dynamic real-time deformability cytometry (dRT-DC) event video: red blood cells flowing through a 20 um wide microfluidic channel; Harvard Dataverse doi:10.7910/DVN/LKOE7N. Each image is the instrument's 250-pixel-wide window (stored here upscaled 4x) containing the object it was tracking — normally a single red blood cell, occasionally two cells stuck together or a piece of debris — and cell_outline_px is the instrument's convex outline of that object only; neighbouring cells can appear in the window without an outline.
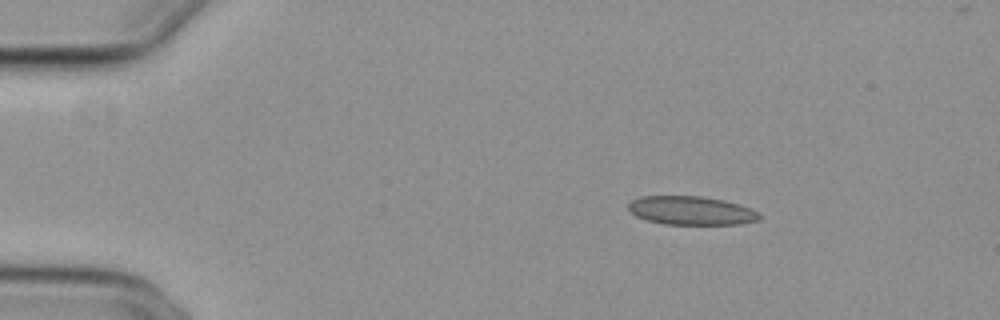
{"species": "common noctule bat (a hibernating species)", "species_latin": "Nyctalus noctula", "temperature_condition": "cold", "stored_images_in_passage": 46, "camera_frame_rate_fps": 3000, "um_per_image_px": 0.085, "animal": {"sex": "female", "body_mass_g": 29.2, "forearm_length_mm": 56.3}, "frame": {"image": 1, "passage_image": 1, "time_ms": 0.0, "image_size_px": [1000, 320], "cell_outline_px": [[760, 220], [740, 224], [664, 224], [648, 220], [636, 216], [628, 208], [628, 204], [632, 200], [640, 196], [700, 196], [724, 200], [740, 204], [756, 212], [760, 216]], "centroid_in_image_um": [58.74, 17.89], "position_along_channel_um": 26.3, "area_um2": 21.73}}
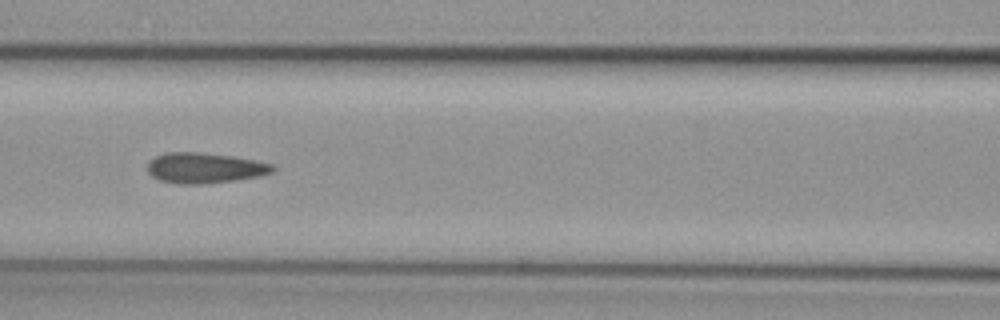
{"frame": {"image": 2, "passage_image": 17, "time_ms": 5.333, "image_size_px": [1000, 320], "cell_outline_px": [[276, 168], [272, 172], [260, 176], [236, 180], [204, 184], [180, 184], [160, 180], [152, 176], [148, 172], [148, 160], [164, 152], [200, 152], [232, 156], [256, 160], [272, 164]], "centroid_in_image_um": [17.4, 14.27], "position_along_channel_um": 149.2, "area_um2": 22.37}}
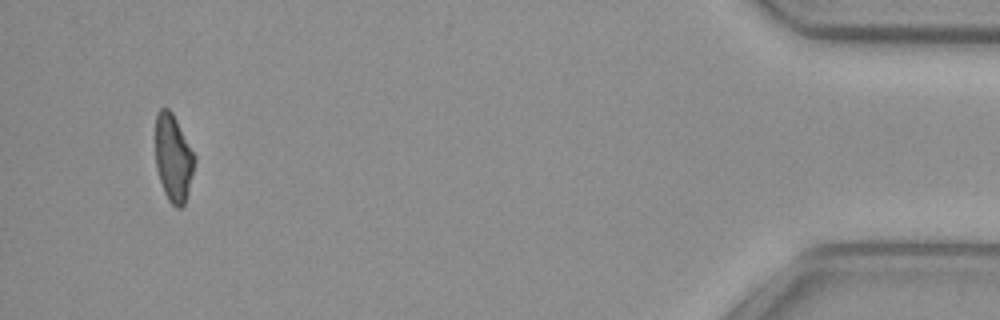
{"frame": {"image": 3, "passage_image": 45, "time_ms": 14.667, "image_size_px": [1000, 320], "cell_outline_px": [[196, 160], [188, 192], [184, 204], [180, 208], [176, 208], [168, 200], [164, 192], [156, 168], [156, 112], [160, 108], [168, 108], [172, 112], [196, 156]], "centroid_in_image_um": [14.74, 13.43], "position_along_channel_um": 420.5, "area_um2": 19.88}}